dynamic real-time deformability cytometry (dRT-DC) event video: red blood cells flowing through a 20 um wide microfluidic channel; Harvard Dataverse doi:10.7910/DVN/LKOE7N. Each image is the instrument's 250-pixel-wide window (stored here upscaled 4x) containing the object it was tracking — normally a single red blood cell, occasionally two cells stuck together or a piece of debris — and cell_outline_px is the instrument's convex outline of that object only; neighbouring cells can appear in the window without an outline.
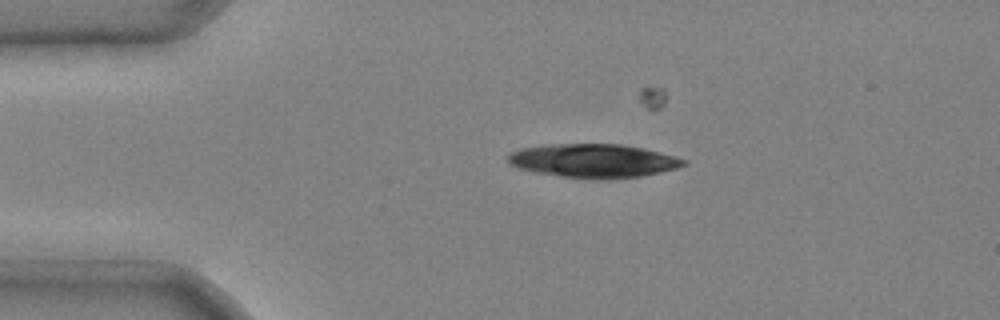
{"species": "common noctule bat (a hibernating species)", "species_latin": "Nyctalus noctula", "temperature_condition": "cold", "stored_images_in_passage": 5, "camera_frame_rate_fps": 3000, "um_per_image_px": 0.085, "animal": {"sex": "male", "body_mass_g": 20.4}, "frame": {"image": 1, "passage_image": 3, "time_ms": 0.667, "image_size_px": [1000, 320], "cell_outline_px": [[688, 164], [676, 168], [660, 172], [640, 176], [612, 180], [592, 180], [560, 176], [536, 172], [516, 168], [508, 164], [508, 156], [512, 152], [520, 148], [544, 144], [620, 144], [644, 148], [676, 156], [684, 160]], "centroid_in_image_um": [50.42, 13.67], "position_along_channel_um": 34.6, "area_um2": 34.91}}